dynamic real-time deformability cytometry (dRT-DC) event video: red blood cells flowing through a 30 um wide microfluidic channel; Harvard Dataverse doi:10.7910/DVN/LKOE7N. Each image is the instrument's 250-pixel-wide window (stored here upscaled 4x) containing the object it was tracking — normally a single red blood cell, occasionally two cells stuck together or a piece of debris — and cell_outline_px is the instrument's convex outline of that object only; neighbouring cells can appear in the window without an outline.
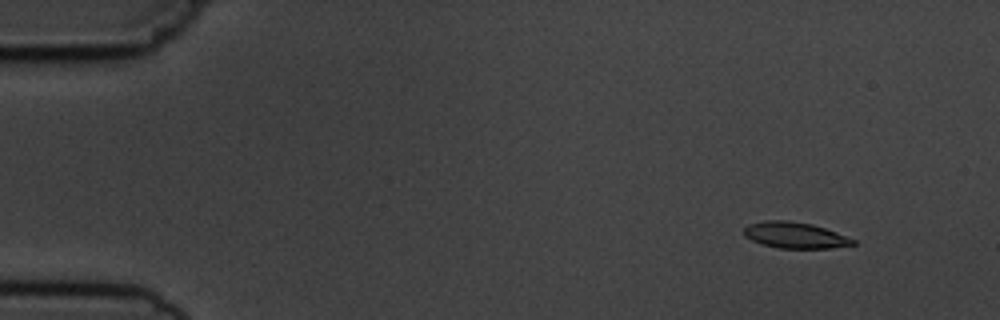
{"species": "common noctule bat (a hibernating species)", "species_latin": "Nyctalus noctula", "temperature_condition": "cold", "stored_images_in_passage": 6, "camera_frame_rate_fps": 3000, "um_per_image_px": 0.085, "animal": {"sex": "male", "body_mass_g": 19.5, "forearm_length_mm": 54.6}, "frame": {"image": 1, "passage_image": 2, "time_ms": 1.333, "image_size_px": [1000, 320], "cell_outline_px": [[856, 244], [832, 248], [776, 248], [760, 244], [744, 236], [744, 228], [748, 224], [764, 220], [788, 220], [812, 224], [836, 232], [856, 240]], "centroid_in_image_um": [67.55, 19.99], "position_along_channel_um": 17.5, "area_um2": 16.7}}
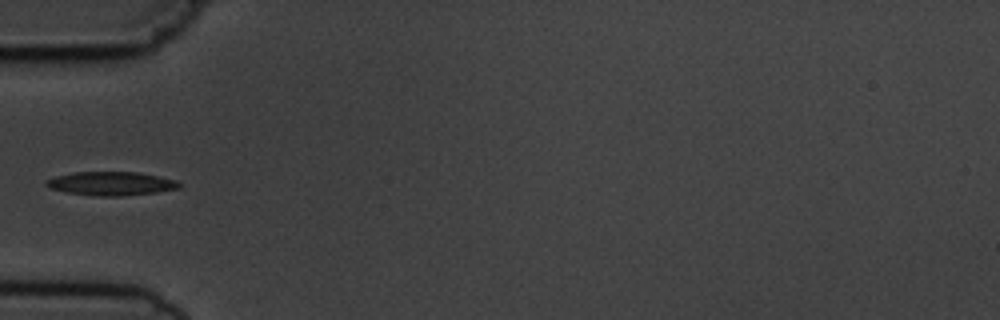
{"frame": {"image": 2, "passage_image": 5, "time_ms": 5.667, "image_size_px": [1000, 320], "cell_outline_px": [[180, 188], [156, 192], [120, 196], [92, 196], [68, 192], [52, 188], [44, 184], [44, 180], [56, 176], [72, 172], [136, 172], [176, 180], [180, 184]], "centroid_in_image_um": [9.41, 15.6], "position_along_channel_um": 75.6, "area_um2": 18.21}}
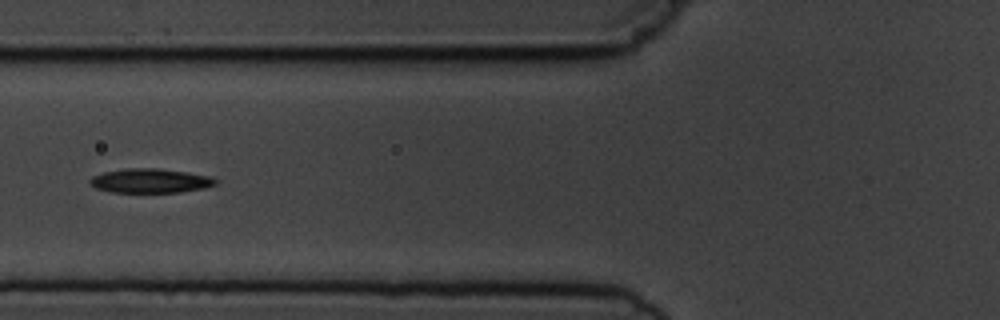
{"frame": {"image": 3, "passage_image": 6, "time_ms": 6.667, "image_size_px": [1000, 320], "cell_outline_px": [[216, 184], [204, 188], [180, 192], [112, 192], [96, 188], [88, 184], [88, 180], [92, 176], [104, 172], [124, 168], [156, 168], [184, 172], [208, 176], [216, 180]], "centroid_in_image_um": [12.7, 15.36], "position_along_channel_um": 113.1, "area_um2": 17.63}}